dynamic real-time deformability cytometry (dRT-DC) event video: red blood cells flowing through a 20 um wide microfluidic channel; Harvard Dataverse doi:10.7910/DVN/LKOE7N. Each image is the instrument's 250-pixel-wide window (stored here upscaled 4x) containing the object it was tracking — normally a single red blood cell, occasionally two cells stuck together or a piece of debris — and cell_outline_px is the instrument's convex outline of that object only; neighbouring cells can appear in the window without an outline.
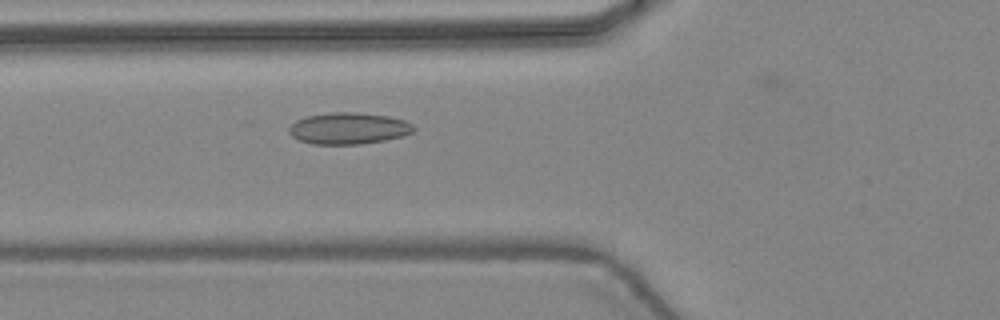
{"species": "common noctule bat (a hibernating species)", "species_latin": "Nyctalus noctula", "temperature_condition": "warm", "stored_images_in_passage": 47, "camera_frame_rate_fps": 3000, "um_per_image_px": 0.085, "animal": {"sex": "female", "body_mass_g": 24.6, "forearm_length_mm": 56.2}, "frame": {"image": 1, "passage_image": 18, "time_ms": 5.667, "image_size_px": [1000, 320], "cell_outline_px": [[416, 128], [412, 132], [404, 136], [384, 140], [360, 144], [312, 144], [300, 140], [292, 136], [288, 132], [288, 128], [296, 120], [308, 116], [332, 112], [352, 112], [388, 116], [404, 120], [412, 124]], "centroid_in_image_um": [29.63, 10.91], "position_along_channel_um": 96.2, "area_um2": 22.83}}
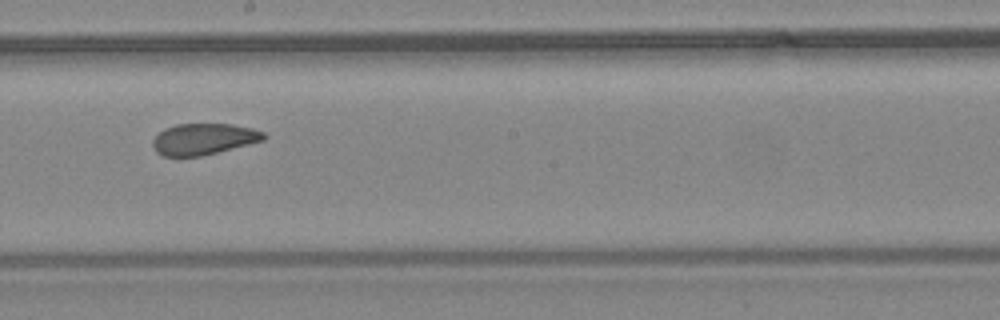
{"frame": {"image": 2, "passage_image": 27, "time_ms": 8.667, "image_size_px": [1000, 320], "cell_outline_px": [[268, 136], [264, 140], [200, 156], [164, 156], [156, 152], [152, 144], [152, 140], [164, 128], [176, 124], [232, 124], [252, 128], [264, 132]], "centroid_in_image_um": [17.3, 11.81], "position_along_channel_um": 230.9, "area_um2": 20.11}}
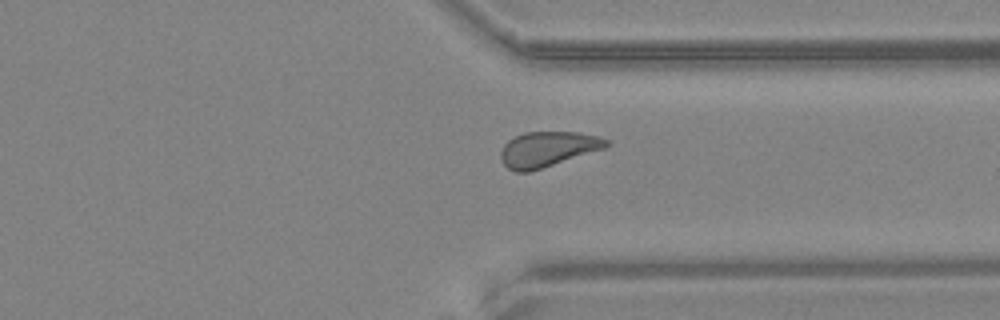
{"frame": {"image": 3, "passage_image": 36, "time_ms": 11.667, "image_size_px": [1000, 320], "cell_outline_px": [[608, 144], [604, 148], [528, 172], [516, 172], [508, 168], [504, 164], [500, 156], [500, 152], [504, 144], [508, 140], [524, 132], [580, 132], [600, 136], [608, 140]], "centroid_in_image_um": [46.52, 12.66], "position_along_channel_um": 364.9, "area_um2": 21.39}, "authors_computed_cell_mechanics": {"area_um2": 22.0796, "velocity_mm_per_s": 4.4708, "shape_relaxation_time_tau1_ms": 8.1907, "shape_relaxation_time_tau2_ms": 1.6365, "deformation_change_tau1": 0.139, "deformation_change_tau2": 0.078}}